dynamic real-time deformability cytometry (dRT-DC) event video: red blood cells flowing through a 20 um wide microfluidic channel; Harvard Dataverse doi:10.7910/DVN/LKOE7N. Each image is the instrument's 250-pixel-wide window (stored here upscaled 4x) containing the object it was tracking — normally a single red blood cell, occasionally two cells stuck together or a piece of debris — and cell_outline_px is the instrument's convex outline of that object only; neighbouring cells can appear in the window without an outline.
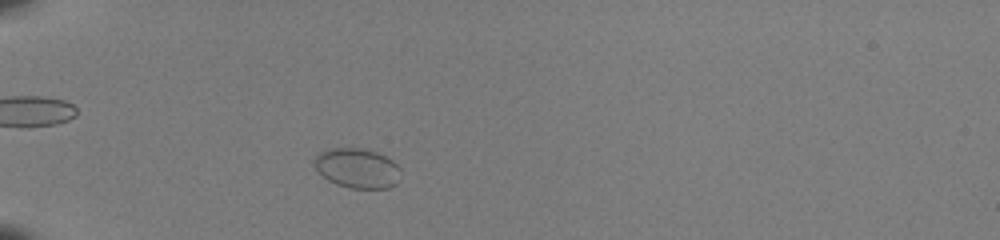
{"species": "common noctule bat (a hibernating species)", "species_latin": "Nyctalus noctula", "temperature_condition": "room temperature", "stored_images_in_passage": 39, "camera_frame_rate_fps": 3000, "um_per_image_px": 0.085, "animal": {"sex": "female", "body_mass_g": 22.0, "forearm_length_mm": 56.7}, "frame": {"image": 1, "passage_image": 5, "time_ms": 1.333, "image_size_px": [1000, 240], "cell_outline_px": [[400, 180], [396, 184], [388, 188], [348, 188], [336, 184], [328, 180], [312, 164], [316, 156], [320, 152], [328, 148], [360, 148], [376, 152], [392, 160], [400, 168]], "centroid_in_image_um": [30.37, 14.3], "position_along_channel_um": 54.6, "area_um2": 20.06}}
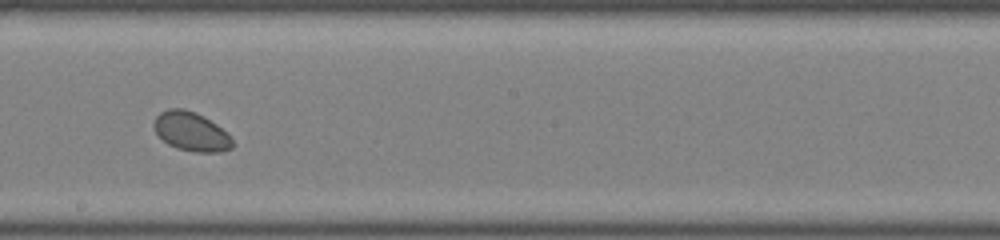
{"frame": {"image": 2, "passage_image": 20, "time_ms": 6.333, "image_size_px": [1000, 240], "cell_outline_px": [[232, 148], [220, 152], [196, 152], [176, 148], [168, 144], [156, 132], [152, 124], [156, 116], [160, 112], [168, 108], [184, 108], [196, 112], [204, 116], [228, 132], [232, 140]], "centroid_in_image_um": [16.24, 11.16], "position_along_channel_um": 232.0, "area_um2": 17.98}}
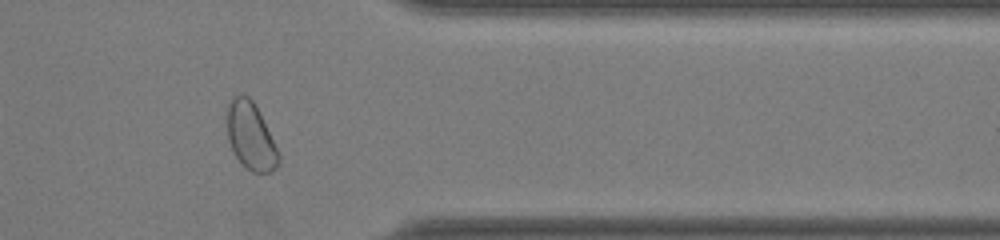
{"frame": {"image": 3, "passage_image": 32, "time_ms": 10.333, "image_size_px": [1000, 240], "cell_outline_px": [[280, 160], [276, 168], [272, 172], [252, 172], [232, 152], [228, 140], [224, 116], [228, 104], [232, 96], [248, 96], [256, 104], [280, 156]], "centroid_in_image_um": [21.26, 11.54], "position_along_channel_um": 390.1, "area_um2": 20.35}}